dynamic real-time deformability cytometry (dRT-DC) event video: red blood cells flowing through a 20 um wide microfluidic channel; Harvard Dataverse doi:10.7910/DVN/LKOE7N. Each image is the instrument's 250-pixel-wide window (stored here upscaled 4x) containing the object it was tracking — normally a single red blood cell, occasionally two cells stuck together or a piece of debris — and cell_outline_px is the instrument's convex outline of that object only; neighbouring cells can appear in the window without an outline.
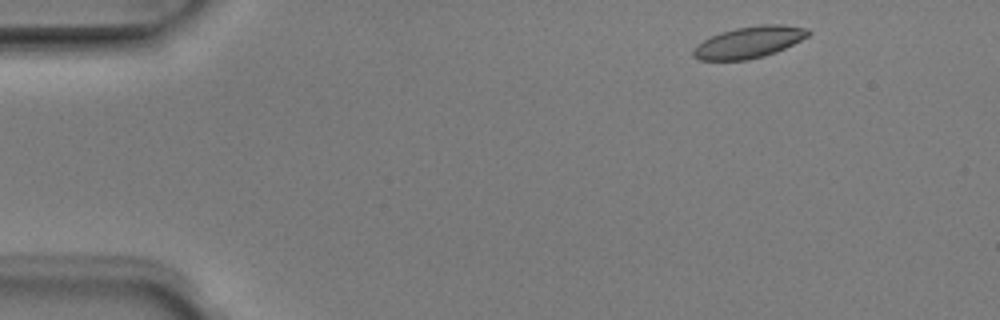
{"species": "Egyptian fruit bat (a non-hibernating species)", "species_latin": "Rousettus aegyptiacus", "temperature_condition": "room temperature", "stored_images_in_passage": 6, "camera_frame_rate_fps": 3000, "um_per_image_px": 0.085, "animal": {"sex": "male"}, "frame": {"image": 1, "passage_image": 1, "time_ms": 0.0, "image_size_px": [1000, 320], "cell_outline_px": [[812, 32], [808, 36], [776, 52], [764, 56], [748, 60], [700, 60], [692, 56], [692, 52], [704, 40], [720, 32], [736, 28], [764, 24], [784, 24], [808, 28]], "centroid_in_image_um": [63.71, 3.58], "position_along_channel_um": 21.3, "area_um2": 20.98}}
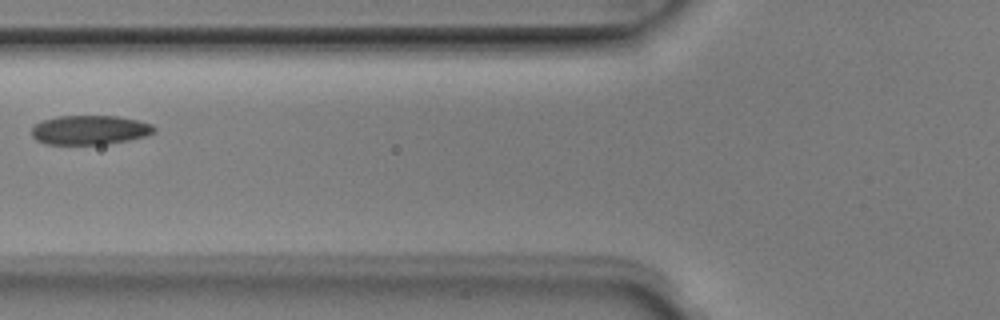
{"frame": {"image": 2, "passage_image": 5, "time_ms": 1.333, "image_size_px": [1000, 320], "cell_outline_px": [[156, 132], [144, 136], [128, 140], [108, 144], [44, 144], [36, 140], [32, 136], [32, 128], [36, 124], [44, 120], [56, 116], [116, 116], [140, 120], [152, 124], [156, 128]], "centroid_in_image_um": [7.65, 11.05], "position_along_channel_um": 118.1, "area_um2": 20.98}}
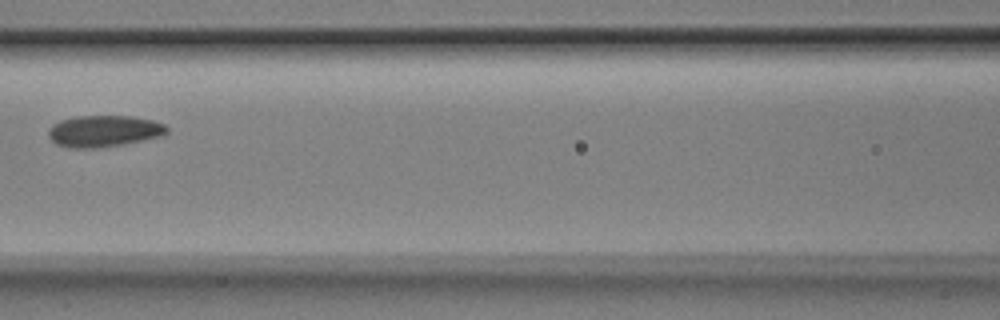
{"frame": {"image": 3, "passage_image": 6, "time_ms": 1.667, "image_size_px": [1000, 320], "cell_outline_px": [[168, 132], [164, 136], [124, 144], [100, 148], [68, 148], [56, 144], [48, 136], [48, 128], [52, 124], [60, 120], [76, 116], [132, 116], [152, 120], [164, 124], [168, 128]], "centroid_in_image_um": [8.83, 11.15], "position_along_channel_um": 157.8, "area_um2": 22.08}}